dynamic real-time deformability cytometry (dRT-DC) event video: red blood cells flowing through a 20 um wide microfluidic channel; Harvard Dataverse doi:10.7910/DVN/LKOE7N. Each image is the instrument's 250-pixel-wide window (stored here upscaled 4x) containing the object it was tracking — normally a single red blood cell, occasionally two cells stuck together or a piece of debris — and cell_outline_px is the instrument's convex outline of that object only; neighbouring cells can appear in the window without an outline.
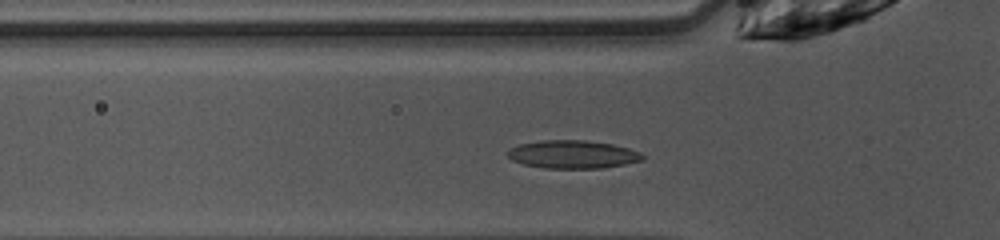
{"species": "common noctule bat (a hibernating species)", "species_latin": "Nyctalus noctula", "temperature_condition": "warm", "stored_images_in_passage": 28, "camera_frame_rate_fps": 3000, "um_per_image_px": 0.085, "animal": {"sex": "female", "body_mass_g": 10.0, "forearm_length_mm": 53.1}, "frame": {"image": 1, "passage_image": 3, "time_ms": 0.667, "image_size_px": [1000, 240], "cell_outline_px": [[644, 160], [624, 164], [600, 168], [544, 168], [524, 164], [512, 160], [508, 156], [508, 152], [512, 148], [520, 144], [544, 140], [584, 140], [612, 144], [628, 148], [640, 152], [644, 156]], "centroid_in_image_um": [48.71, 13.12], "position_along_channel_um": 77.1, "area_um2": 21.85}}
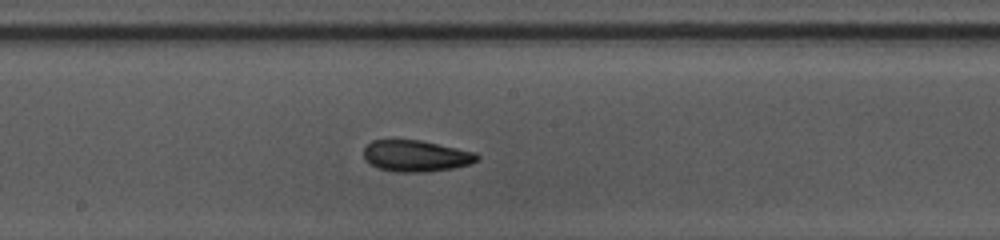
{"frame": {"image": 2, "passage_image": 13, "time_ms": 4.0, "image_size_px": [1000, 240], "cell_outline_px": [[480, 160], [468, 164], [452, 168], [424, 172], [396, 172], [380, 168], [364, 160], [364, 148], [372, 140], [420, 140], [476, 152], [480, 156]], "centroid_in_image_um": [35.37, 13.25], "position_along_channel_um": 212.8, "area_um2": 20.63}}
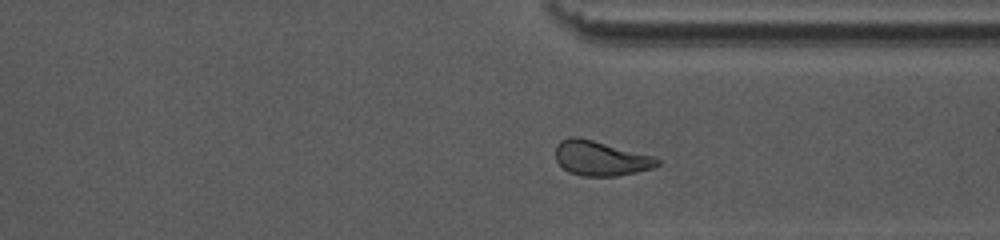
{"frame": {"image": 3, "passage_image": 24, "time_ms": 7.667, "image_size_px": [1000, 240], "cell_outline_px": [[660, 164], [652, 168], [636, 172], [616, 176], [580, 176], [568, 172], [556, 160], [556, 144], [560, 140], [572, 136], [576, 136], [656, 156], [660, 160]], "centroid_in_image_um": [51.06, 13.46], "position_along_channel_um": 360.3, "area_um2": 20.69}, "authors_computed_cell_mechanics": {"area_um2": 20.6346, "velocity_mm_per_s": 4.0322, "shape_relaxation_time_tau1_ms": null, "shape_relaxation_time_tau2_ms": 4.3506, "deformation_change_tau1": null, "deformation_change_tau2": 0.1072}}